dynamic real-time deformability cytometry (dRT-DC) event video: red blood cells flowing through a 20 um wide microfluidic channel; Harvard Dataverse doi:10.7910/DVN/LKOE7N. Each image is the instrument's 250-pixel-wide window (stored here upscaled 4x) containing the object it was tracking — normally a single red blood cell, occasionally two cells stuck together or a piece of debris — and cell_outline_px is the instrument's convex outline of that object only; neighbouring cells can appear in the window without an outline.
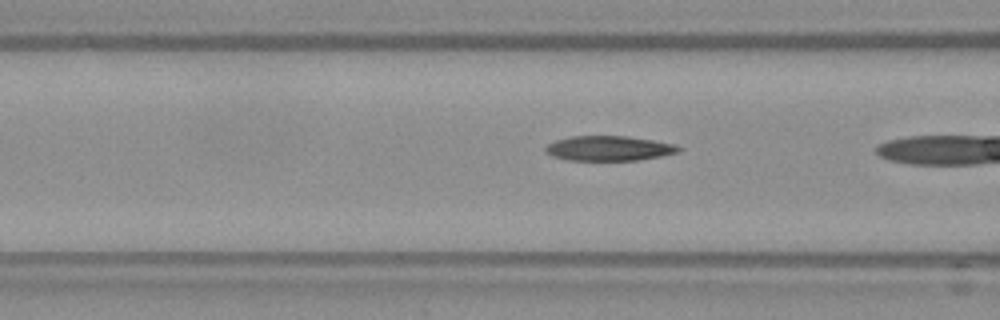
{"species": "Egyptian fruit bat (a non-hibernating species)", "species_latin": "Rousettus aegyptiacus", "temperature_condition": "warm", "stored_images_in_passage": 13, "camera_frame_rate_fps": 3000, "um_per_image_px": 0.085, "frame": {"image": 1, "passage_image": 12, "time_ms": 3.667, "image_size_px": [1000, 320], "cell_outline_px": [[684, 148], [680, 152], [660, 156], [636, 160], [568, 160], [552, 156], [544, 152], [544, 148], [548, 144], [556, 140], [572, 136], [628, 136], [676, 144]], "centroid_in_image_um": [51.77, 12.6], "position_along_channel_um": 114.8, "area_um2": 19.36}}